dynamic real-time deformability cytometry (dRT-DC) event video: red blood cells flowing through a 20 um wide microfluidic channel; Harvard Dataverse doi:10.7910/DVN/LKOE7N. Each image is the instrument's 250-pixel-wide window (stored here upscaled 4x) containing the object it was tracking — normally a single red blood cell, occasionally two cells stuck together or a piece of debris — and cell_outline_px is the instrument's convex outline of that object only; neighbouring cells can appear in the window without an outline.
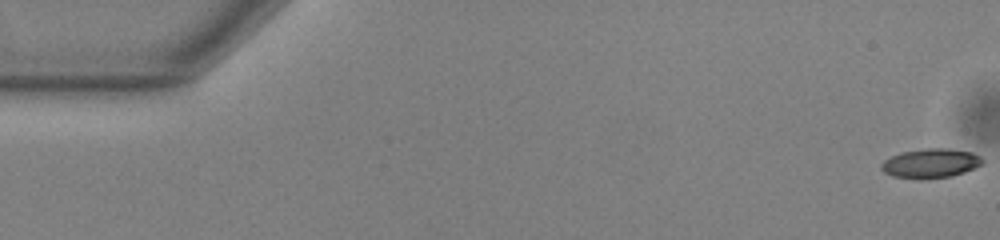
{"species": "common noctule bat (a hibernating species)", "species_latin": "Nyctalus noctula", "temperature_condition": "warm", "stored_images_in_passage": 54, "camera_frame_rate_fps": 3000, "um_per_image_px": 0.085, "animal": {"sex": "male", "body_mass_g": 13.0, "forearm_length_mm": 53.1}, "frame": {"image": 1, "passage_image": 1, "time_ms": 0.0, "image_size_px": [1000, 240], "cell_outline_px": [[984, 164], [964, 172], [952, 176], [920, 180], [892, 176], [884, 172], [880, 168], [880, 164], [884, 160], [900, 152], [928, 148], [944, 148], [972, 152], [980, 156], [984, 160]], "centroid_in_image_um": [79.1, 13.89], "position_along_channel_um": 5.9, "area_um2": 17.51}}
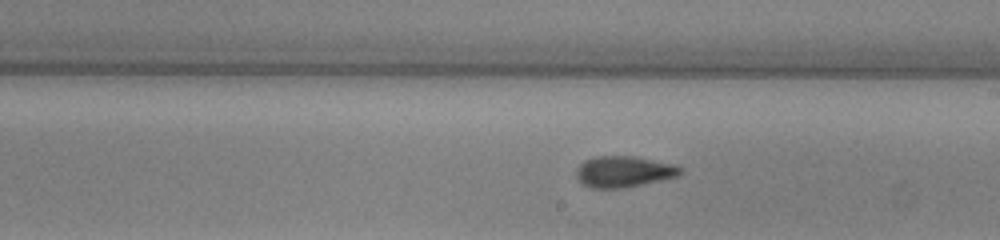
{"frame": {"image": 2, "passage_image": 31, "time_ms": 10.0, "image_size_px": [1000, 240], "cell_outline_px": [[684, 168], [676, 176], [660, 180], [624, 188], [592, 188], [580, 184], [576, 176], [576, 168], [584, 160], [596, 156], [636, 156], [676, 164]], "centroid_in_image_um": [52.99, 14.58], "position_along_channel_um": 236.0, "area_um2": 19.07}}
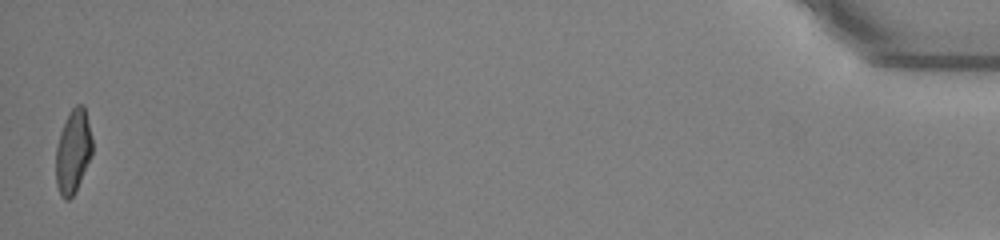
{"frame": {"image": 3, "passage_image": 54, "time_ms": 17.667, "image_size_px": [1000, 240], "cell_outline_px": [[92, 156], [76, 192], [68, 200], [64, 200], [60, 196], [56, 184], [56, 148], [60, 132], [68, 112], [76, 104], [84, 104], [92, 140]], "centroid_in_image_um": [6.21, 12.89], "position_along_channel_um": 429.0, "area_um2": 18.03}, "authors_computed_cell_mechanics": {"area_um2": 18.1781, "velocity_mm_per_s": 3.832, "shape_relaxation_time_tau1_ms": 5.5278, "shape_relaxation_time_tau2_ms": 2.3981, "deformation_change_tau1": 0.1953, "deformation_change_tau2": 0.1046}}